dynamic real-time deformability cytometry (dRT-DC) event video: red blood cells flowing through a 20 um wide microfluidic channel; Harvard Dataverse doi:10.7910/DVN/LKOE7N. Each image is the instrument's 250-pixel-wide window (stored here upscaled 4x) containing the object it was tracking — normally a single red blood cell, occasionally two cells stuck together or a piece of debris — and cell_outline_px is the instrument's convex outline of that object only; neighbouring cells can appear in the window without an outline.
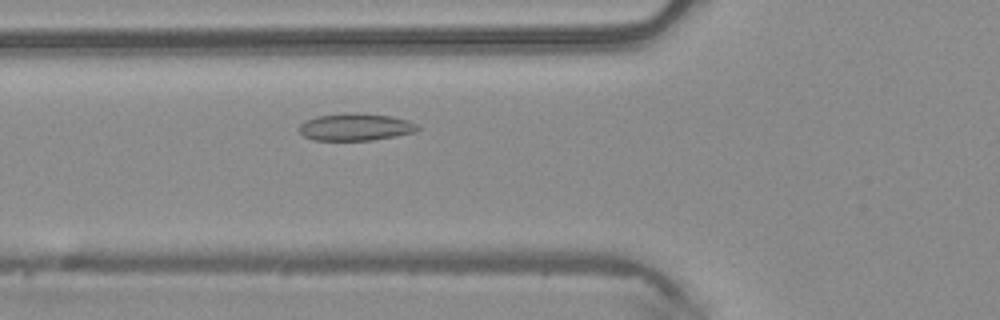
{"species": "common noctule bat (a hibernating species)", "species_latin": "Nyctalus noctula", "temperature_condition": "warm", "stored_images_in_passage": 43, "camera_frame_rate_fps": 3000, "um_per_image_px": 0.085, "animal": {"sex": "male", "body_mass_g": 20.4}, "frame": {"image": 1, "passage_image": 12, "time_ms": 3.667, "image_size_px": [1000, 320], "cell_outline_px": [[420, 128], [416, 132], [396, 136], [372, 140], [312, 140], [304, 136], [300, 132], [300, 124], [304, 120], [316, 116], [348, 112], [392, 116], [408, 120], [416, 124]], "centroid_in_image_um": [30.21, 10.79], "position_along_channel_um": 95.6, "area_um2": 18.9}}
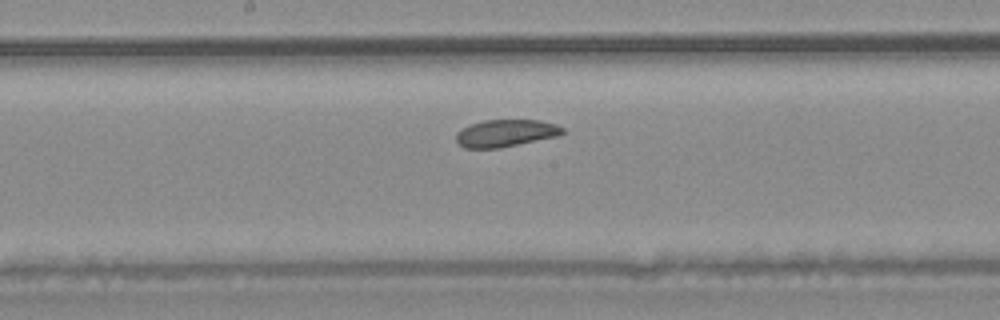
{"frame": {"image": 2, "passage_image": 20, "time_ms": 6.333, "image_size_px": [1000, 320], "cell_outline_px": [[564, 132], [560, 136], [500, 148], [464, 148], [456, 144], [456, 132], [472, 124], [484, 120], [540, 120], [556, 124], [564, 128]], "centroid_in_image_um": [43.0, 11.33], "position_along_channel_um": 205.2, "area_um2": 17.05}}
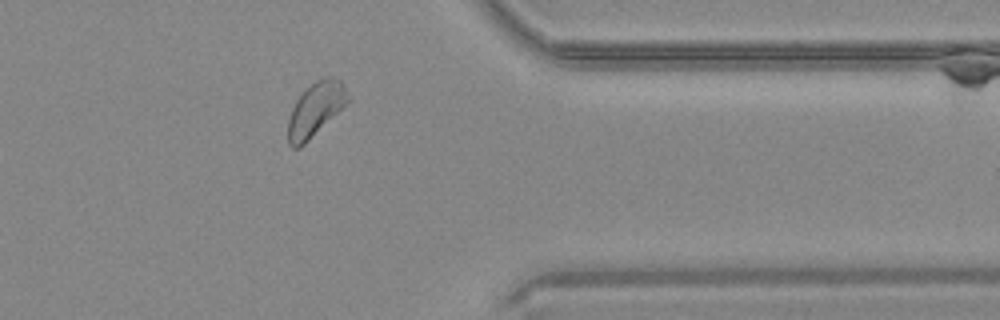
{"frame": {"image": 3, "passage_image": 34, "time_ms": 11.0, "image_size_px": [1000, 320], "cell_outline_px": [[348, 100], [300, 148], [292, 148], [288, 144], [288, 120], [292, 108], [296, 100], [316, 80], [328, 76], [332, 76], [340, 80], [344, 84], [348, 96]], "centroid_in_image_um": [26.78, 9.29], "position_along_channel_um": 384.6, "area_um2": 18.03}, "authors_computed_cell_mechanics": {"area_um2": 18.6116, "velocity_mm_per_s": 4.0998, "shape_relaxation_time_tau1_ms": 2.9296, "shape_relaxation_time_tau2_ms": null, "deformation_change_tau1": 0.0643, "deformation_change_tau2": null}}